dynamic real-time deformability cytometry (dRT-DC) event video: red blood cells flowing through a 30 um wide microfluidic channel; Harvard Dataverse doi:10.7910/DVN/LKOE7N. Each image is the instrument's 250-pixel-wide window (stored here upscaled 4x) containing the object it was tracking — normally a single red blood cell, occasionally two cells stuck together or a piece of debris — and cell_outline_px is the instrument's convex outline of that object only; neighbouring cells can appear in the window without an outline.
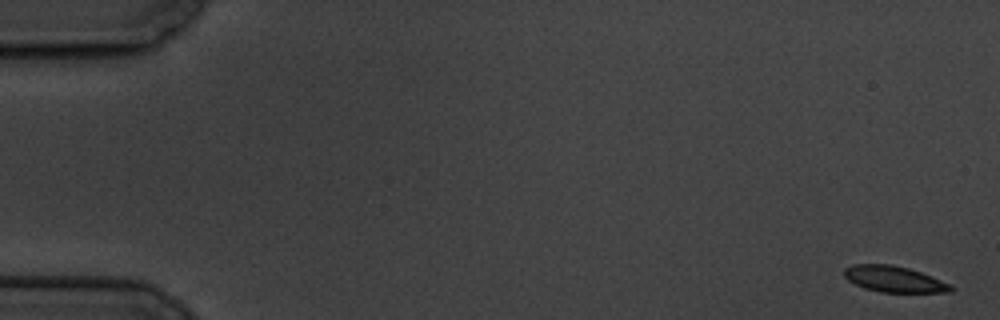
{"species": "common noctule bat (a hibernating species)", "species_latin": "Nyctalus noctula", "temperature_condition": "cold", "stored_images_in_passage": 9, "camera_frame_rate_fps": 3000, "um_per_image_px": 0.085, "animal": {"sex": "male", "body_mass_g": 19.5, "forearm_length_mm": 54.6}, "frame": {"image": 1, "passage_image": 1, "time_ms": 0.0, "image_size_px": [1000, 320], "cell_outline_px": [[952, 292], [880, 292], [864, 288], [848, 280], [844, 276], [844, 268], [852, 264], [892, 264], [908, 268], [920, 272], [940, 280], [948, 284], [952, 288]], "centroid_in_image_um": [75.93, 23.71], "position_along_channel_um": 9.1, "area_um2": 16.01}}
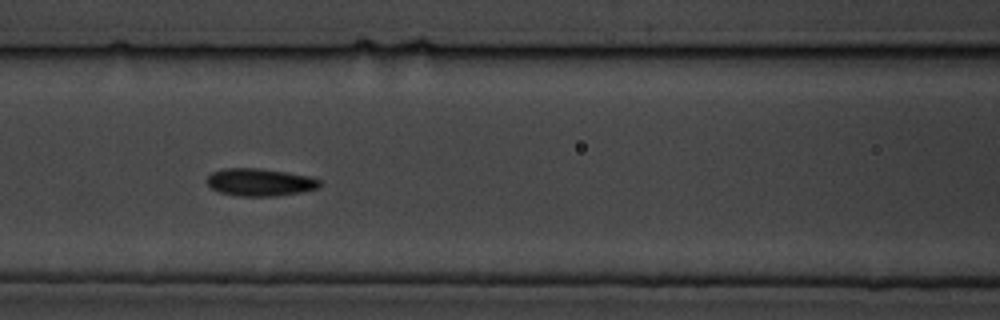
{"frame": {"image": 2, "passage_image": 8, "time_ms": 8.333, "image_size_px": [1000, 320], "cell_outline_px": [[320, 184], [316, 188], [300, 192], [276, 196], [240, 196], [220, 192], [212, 188], [208, 184], [208, 176], [212, 172], [224, 168], [260, 168], [288, 172], [308, 176], [320, 180]], "centroid_in_image_um": [22.08, 15.48], "position_along_channel_um": 144.5, "area_um2": 17.92}}
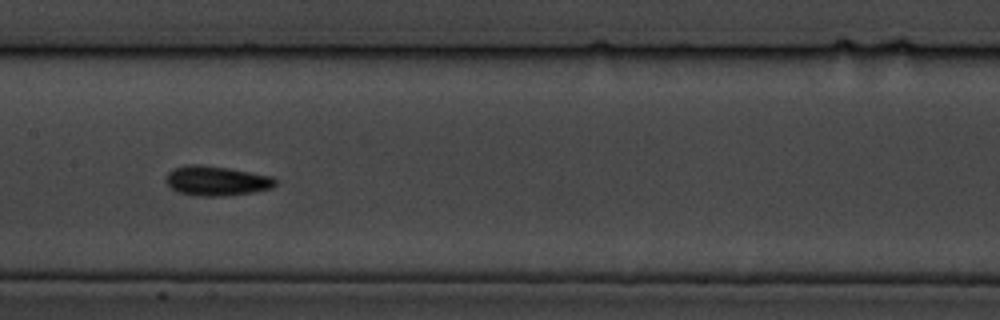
{"frame": {"image": 3, "passage_image": 9, "time_ms": 9.667, "image_size_px": [1000, 320], "cell_outline_px": [[276, 184], [272, 188], [252, 192], [224, 196], [196, 196], [180, 192], [172, 188], [164, 180], [164, 176], [168, 172], [176, 168], [188, 164], [200, 164], [228, 168], [272, 176], [276, 180]], "centroid_in_image_um": [18.39, 15.37], "position_along_channel_um": 189.0, "area_um2": 18.9}}